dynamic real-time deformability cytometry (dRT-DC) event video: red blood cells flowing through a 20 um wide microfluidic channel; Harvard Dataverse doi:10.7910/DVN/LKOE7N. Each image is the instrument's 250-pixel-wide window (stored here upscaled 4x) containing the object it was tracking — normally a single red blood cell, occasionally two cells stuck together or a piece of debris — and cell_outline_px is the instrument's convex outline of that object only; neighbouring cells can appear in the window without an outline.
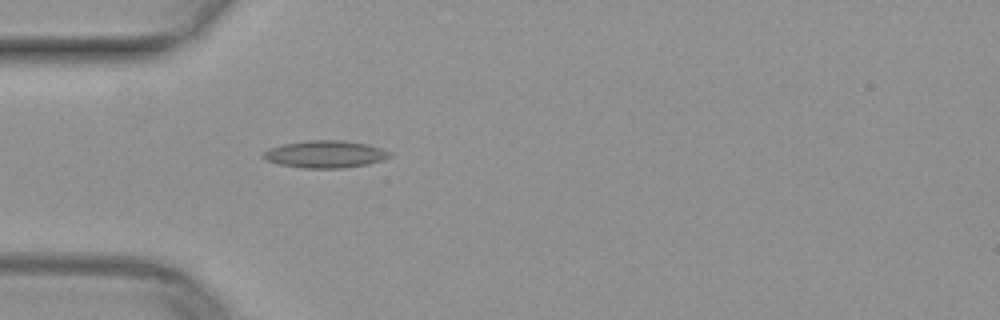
{"species": "common noctule bat (a hibernating species)", "species_latin": "Nyctalus noctula", "temperature_condition": "warm", "stored_images_in_passage": 19, "camera_frame_rate_fps": 3000, "um_per_image_px": 0.085, "animal": {"sex": "female", "body_mass_g": 29.2, "forearm_length_mm": 56.3}, "frame": {"image": 1, "passage_image": 1, "time_ms": 0.0, "image_size_px": [1000, 320], "cell_outline_px": [[392, 156], [384, 160], [368, 164], [344, 168], [304, 168], [280, 164], [268, 160], [260, 156], [268, 148], [284, 144], [308, 140], [344, 140], [368, 144], [392, 152]], "centroid_in_image_um": [27.69, 13.1], "position_along_channel_um": 57.3, "area_um2": 20.17}}
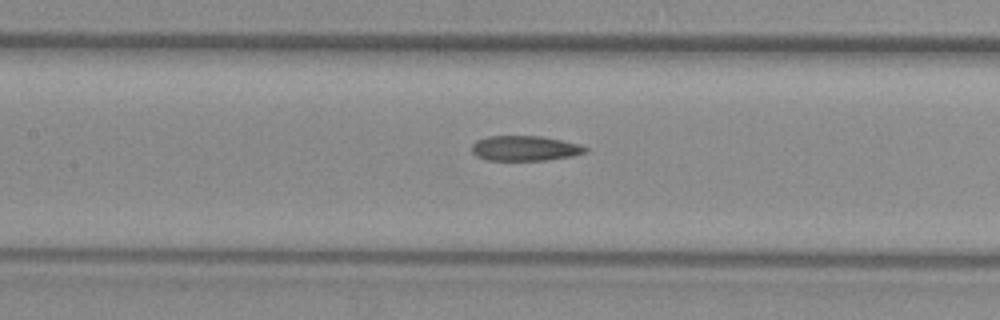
{"frame": {"image": 2, "passage_image": 9, "time_ms": 2.667, "image_size_px": [1000, 320], "cell_outline_px": [[588, 152], [572, 156], [548, 160], [488, 160], [476, 156], [472, 152], [472, 144], [476, 140], [488, 136], [540, 136], [580, 144], [588, 148]], "centroid_in_image_um": [44.62, 12.61], "position_along_channel_um": 162.8, "area_um2": 16.65}}
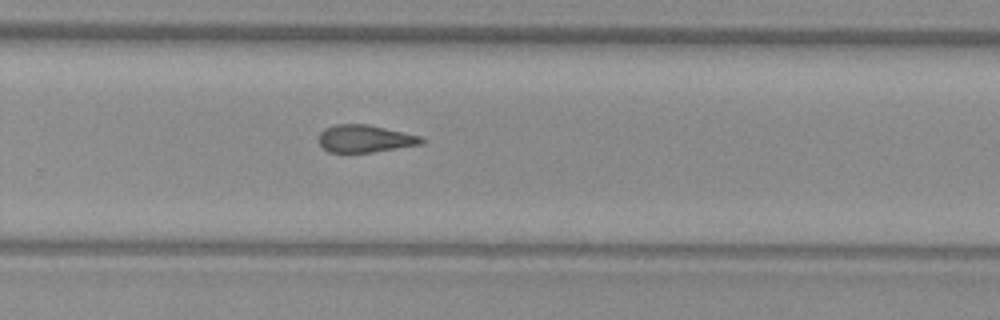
{"frame": {"image": 3, "passage_image": 19, "time_ms": 6.0, "image_size_px": [1000, 320], "cell_outline_px": [[424, 140], [420, 144], [372, 152], [328, 152], [320, 144], [320, 132], [324, 128], [336, 124], [368, 124], [420, 136]], "centroid_in_image_um": [30.98, 11.77], "position_along_channel_um": 298.8, "area_um2": 16.13}}